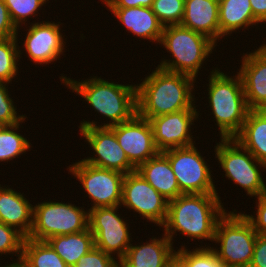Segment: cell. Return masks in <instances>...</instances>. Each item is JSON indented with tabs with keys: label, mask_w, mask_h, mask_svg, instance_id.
Segmentation results:
<instances>
[{
	"label": "cell",
	"mask_w": 266,
	"mask_h": 267,
	"mask_svg": "<svg viewBox=\"0 0 266 267\" xmlns=\"http://www.w3.org/2000/svg\"><path fill=\"white\" fill-rule=\"evenodd\" d=\"M60 81L65 87L86 100L102 117L108 119L107 123L96 121H81L79 129L86 127H110L130 120L137 113L136 84H118L98 76L77 81L61 75Z\"/></svg>",
	"instance_id": "cell-1"
},
{
	"label": "cell",
	"mask_w": 266,
	"mask_h": 267,
	"mask_svg": "<svg viewBox=\"0 0 266 267\" xmlns=\"http://www.w3.org/2000/svg\"><path fill=\"white\" fill-rule=\"evenodd\" d=\"M218 193L182 194L168 201L164 234L174 244V235L194 241H214L216 226L226 209ZM204 239V240H203Z\"/></svg>",
	"instance_id": "cell-2"
},
{
	"label": "cell",
	"mask_w": 266,
	"mask_h": 267,
	"mask_svg": "<svg viewBox=\"0 0 266 267\" xmlns=\"http://www.w3.org/2000/svg\"><path fill=\"white\" fill-rule=\"evenodd\" d=\"M136 84L137 114L150 119L185 109H196L194 90L197 79L156 67Z\"/></svg>",
	"instance_id": "cell-3"
},
{
	"label": "cell",
	"mask_w": 266,
	"mask_h": 267,
	"mask_svg": "<svg viewBox=\"0 0 266 267\" xmlns=\"http://www.w3.org/2000/svg\"><path fill=\"white\" fill-rule=\"evenodd\" d=\"M213 69L208 76V107L217 123L220 138H234L242 130L249 112L243 83L238 71L232 77L218 68Z\"/></svg>",
	"instance_id": "cell-4"
},
{
	"label": "cell",
	"mask_w": 266,
	"mask_h": 267,
	"mask_svg": "<svg viewBox=\"0 0 266 267\" xmlns=\"http://www.w3.org/2000/svg\"><path fill=\"white\" fill-rule=\"evenodd\" d=\"M159 44L169 52L172 60L163 58L157 67L185 74L194 79L200 75L198 73L203 63H206L205 60L213 53L215 46H218L205 35L181 24L163 27Z\"/></svg>",
	"instance_id": "cell-5"
},
{
	"label": "cell",
	"mask_w": 266,
	"mask_h": 267,
	"mask_svg": "<svg viewBox=\"0 0 266 267\" xmlns=\"http://www.w3.org/2000/svg\"><path fill=\"white\" fill-rule=\"evenodd\" d=\"M256 237L257 232L249 220L234 209L219 219L213 242L220 247L212 248L225 267H249Z\"/></svg>",
	"instance_id": "cell-6"
},
{
	"label": "cell",
	"mask_w": 266,
	"mask_h": 267,
	"mask_svg": "<svg viewBox=\"0 0 266 267\" xmlns=\"http://www.w3.org/2000/svg\"><path fill=\"white\" fill-rule=\"evenodd\" d=\"M214 149L219 168H222L228 180L244 189L249 197L257 198L266 194L262 175V172H266L264 163L259 162L235 138H220Z\"/></svg>",
	"instance_id": "cell-7"
},
{
	"label": "cell",
	"mask_w": 266,
	"mask_h": 267,
	"mask_svg": "<svg viewBox=\"0 0 266 267\" xmlns=\"http://www.w3.org/2000/svg\"><path fill=\"white\" fill-rule=\"evenodd\" d=\"M89 210L72 203L43 201L33 205V226L27 238L46 241L58 235L83 232L89 228Z\"/></svg>",
	"instance_id": "cell-8"
},
{
	"label": "cell",
	"mask_w": 266,
	"mask_h": 267,
	"mask_svg": "<svg viewBox=\"0 0 266 267\" xmlns=\"http://www.w3.org/2000/svg\"><path fill=\"white\" fill-rule=\"evenodd\" d=\"M195 146L169 149L162 153L169 159L183 194L218 193L211 174L213 171Z\"/></svg>",
	"instance_id": "cell-9"
},
{
	"label": "cell",
	"mask_w": 266,
	"mask_h": 267,
	"mask_svg": "<svg viewBox=\"0 0 266 267\" xmlns=\"http://www.w3.org/2000/svg\"><path fill=\"white\" fill-rule=\"evenodd\" d=\"M120 208L119 205L88 209L89 230L94 236V247L114 256L118 262L133 242L129 223L117 212Z\"/></svg>",
	"instance_id": "cell-10"
},
{
	"label": "cell",
	"mask_w": 266,
	"mask_h": 267,
	"mask_svg": "<svg viewBox=\"0 0 266 267\" xmlns=\"http://www.w3.org/2000/svg\"><path fill=\"white\" fill-rule=\"evenodd\" d=\"M67 170L76 180L78 179L84 192L93 202L89 209L121 204L125 174L90 165L82 159L70 164Z\"/></svg>",
	"instance_id": "cell-11"
},
{
	"label": "cell",
	"mask_w": 266,
	"mask_h": 267,
	"mask_svg": "<svg viewBox=\"0 0 266 267\" xmlns=\"http://www.w3.org/2000/svg\"><path fill=\"white\" fill-rule=\"evenodd\" d=\"M120 206L161 227L167 217L168 200L135 170L125 174Z\"/></svg>",
	"instance_id": "cell-12"
},
{
	"label": "cell",
	"mask_w": 266,
	"mask_h": 267,
	"mask_svg": "<svg viewBox=\"0 0 266 267\" xmlns=\"http://www.w3.org/2000/svg\"><path fill=\"white\" fill-rule=\"evenodd\" d=\"M26 27L25 40L21 45L25 50L19 48V59L22 58V51L28 55L30 62L36 65H46L61 60L60 57L66 52V42L61 33V22L41 21L29 22ZM61 55V56H60Z\"/></svg>",
	"instance_id": "cell-13"
},
{
	"label": "cell",
	"mask_w": 266,
	"mask_h": 267,
	"mask_svg": "<svg viewBox=\"0 0 266 267\" xmlns=\"http://www.w3.org/2000/svg\"><path fill=\"white\" fill-rule=\"evenodd\" d=\"M94 155L82 159L84 162L110 170L128 174L136 170L129 162L125 151L119 145L114 131L110 127H86L79 129ZM95 156V157H94Z\"/></svg>",
	"instance_id": "cell-14"
},
{
	"label": "cell",
	"mask_w": 266,
	"mask_h": 267,
	"mask_svg": "<svg viewBox=\"0 0 266 267\" xmlns=\"http://www.w3.org/2000/svg\"><path fill=\"white\" fill-rule=\"evenodd\" d=\"M197 110L185 109L149 119L153 129L154 143L159 152L195 144L191 129L195 124L194 121L200 119V112Z\"/></svg>",
	"instance_id": "cell-15"
},
{
	"label": "cell",
	"mask_w": 266,
	"mask_h": 267,
	"mask_svg": "<svg viewBox=\"0 0 266 267\" xmlns=\"http://www.w3.org/2000/svg\"><path fill=\"white\" fill-rule=\"evenodd\" d=\"M110 128L114 131L129 162L136 169L159 153L154 143L150 121L137 113L130 120L110 126Z\"/></svg>",
	"instance_id": "cell-16"
},
{
	"label": "cell",
	"mask_w": 266,
	"mask_h": 267,
	"mask_svg": "<svg viewBox=\"0 0 266 267\" xmlns=\"http://www.w3.org/2000/svg\"><path fill=\"white\" fill-rule=\"evenodd\" d=\"M252 51L243 52L238 73L249 110H258L266 101V44Z\"/></svg>",
	"instance_id": "cell-17"
},
{
	"label": "cell",
	"mask_w": 266,
	"mask_h": 267,
	"mask_svg": "<svg viewBox=\"0 0 266 267\" xmlns=\"http://www.w3.org/2000/svg\"><path fill=\"white\" fill-rule=\"evenodd\" d=\"M161 237L153 236L145 243H131L119 261V267H166L168 259L176 250L164 233Z\"/></svg>",
	"instance_id": "cell-18"
},
{
	"label": "cell",
	"mask_w": 266,
	"mask_h": 267,
	"mask_svg": "<svg viewBox=\"0 0 266 267\" xmlns=\"http://www.w3.org/2000/svg\"><path fill=\"white\" fill-rule=\"evenodd\" d=\"M182 26L211 39L220 40L219 3L214 0H185Z\"/></svg>",
	"instance_id": "cell-19"
},
{
	"label": "cell",
	"mask_w": 266,
	"mask_h": 267,
	"mask_svg": "<svg viewBox=\"0 0 266 267\" xmlns=\"http://www.w3.org/2000/svg\"><path fill=\"white\" fill-rule=\"evenodd\" d=\"M0 184V221L14 227L25 238L33 226V205L25 194ZM24 194V195H23Z\"/></svg>",
	"instance_id": "cell-20"
},
{
	"label": "cell",
	"mask_w": 266,
	"mask_h": 267,
	"mask_svg": "<svg viewBox=\"0 0 266 267\" xmlns=\"http://www.w3.org/2000/svg\"><path fill=\"white\" fill-rule=\"evenodd\" d=\"M108 10L122 26L124 25L126 32L128 30V33L140 39L155 42V44L160 43L164 26L159 22L152 8H108Z\"/></svg>",
	"instance_id": "cell-21"
},
{
	"label": "cell",
	"mask_w": 266,
	"mask_h": 267,
	"mask_svg": "<svg viewBox=\"0 0 266 267\" xmlns=\"http://www.w3.org/2000/svg\"><path fill=\"white\" fill-rule=\"evenodd\" d=\"M136 170L168 201L183 194L169 159L162 152L141 164Z\"/></svg>",
	"instance_id": "cell-22"
},
{
	"label": "cell",
	"mask_w": 266,
	"mask_h": 267,
	"mask_svg": "<svg viewBox=\"0 0 266 267\" xmlns=\"http://www.w3.org/2000/svg\"><path fill=\"white\" fill-rule=\"evenodd\" d=\"M261 24L253 15L250 0H224L219 3L220 38L232 36L239 29L258 27Z\"/></svg>",
	"instance_id": "cell-23"
},
{
	"label": "cell",
	"mask_w": 266,
	"mask_h": 267,
	"mask_svg": "<svg viewBox=\"0 0 266 267\" xmlns=\"http://www.w3.org/2000/svg\"><path fill=\"white\" fill-rule=\"evenodd\" d=\"M234 138L266 165V118L258 110H249L242 130Z\"/></svg>",
	"instance_id": "cell-24"
},
{
	"label": "cell",
	"mask_w": 266,
	"mask_h": 267,
	"mask_svg": "<svg viewBox=\"0 0 266 267\" xmlns=\"http://www.w3.org/2000/svg\"><path fill=\"white\" fill-rule=\"evenodd\" d=\"M46 242L68 267H73L83 255L94 247V236L88 228L83 232L54 236Z\"/></svg>",
	"instance_id": "cell-25"
},
{
	"label": "cell",
	"mask_w": 266,
	"mask_h": 267,
	"mask_svg": "<svg viewBox=\"0 0 266 267\" xmlns=\"http://www.w3.org/2000/svg\"><path fill=\"white\" fill-rule=\"evenodd\" d=\"M25 267H68L46 241L24 238L20 261Z\"/></svg>",
	"instance_id": "cell-26"
},
{
	"label": "cell",
	"mask_w": 266,
	"mask_h": 267,
	"mask_svg": "<svg viewBox=\"0 0 266 267\" xmlns=\"http://www.w3.org/2000/svg\"><path fill=\"white\" fill-rule=\"evenodd\" d=\"M26 118L17 124L6 125L0 132V162L8 163L32 149L29 140L18 133Z\"/></svg>",
	"instance_id": "cell-27"
},
{
	"label": "cell",
	"mask_w": 266,
	"mask_h": 267,
	"mask_svg": "<svg viewBox=\"0 0 266 267\" xmlns=\"http://www.w3.org/2000/svg\"><path fill=\"white\" fill-rule=\"evenodd\" d=\"M18 36L0 40V81L11 84L20 67Z\"/></svg>",
	"instance_id": "cell-28"
},
{
	"label": "cell",
	"mask_w": 266,
	"mask_h": 267,
	"mask_svg": "<svg viewBox=\"0 0 266 267\" xmlns=\"http://www.w3.org/2000/svg\"><path fill=\"white\" fill-rule=\"evenodd\" d=\"M5 5L8 8L11 20L17 28V35L20 30V27L24 28L22 25L27 26V21L29 17H38L37 14L43 6H46L48 0H3Z\"/></svg>",
	"instance_id": "cell-29"
},
{
	"label": "cell",
	"mask_w": 266,
	"mask_h": 267,
	"mask_svg": "<svg viewBox=\"0 0 266 267\" xmlns=\"http://www.w3.org/2000/svg\"><path fill=\"white\" fill-rule=\"evenodd\" d=\"M207 246V247H206ZM177 253L188 263L189 267H225L212 247L205 244L199 248L187 249L185 246L176 249Z\"/></svg>",
	"instance_id": "cell-30"
},
{
	"label": "cell",
	"mask_w": 266,
	"mask_h": 267,
	"mask_svg": "<svg viewBox=\"0 0 266 267\" xmlns=\"http://www.w3.org/2000/svg\"><path fill=\"white\" fill-rule=\"evenodd\" d=\"M185 0H154L152 11L165 27L180 24L184 15Z\"/></svg>",
	"instance_id": "cell-31"
},
{
	"label": "cell",
	"mask_w": 266,
	"mask_h": 267,
	"mask_svg": "<svg viewBox=\"0 0 266 267\" xmlns=\"http://www.w3.org/2000/svg\"><path fill=\"white\" fill-rule=\"evenodd\" d=\"M24 236L14 227L8 226L0 221V257L2 255H16L17 260L12 263H18L22 257V245Z\"/></svg>",
	"instance_id": "cell-32"
},
{
	"label": "cell",
	"mask_w": 266,
	"mask_h": 267,
	"mask_svg": "<svg viewBox=\"0 0 266 267\" xmlns=\"http://www.w3.org/2000/svg\"><path fill=\"white\" fill-rule=\"evenodd\" d=\"M9 83L0 81V121L5 125H14L21 122L26 115H19L14 100L8 91Z\"/></svg>",
	"instance_id": "cell-33"
},
{
	"label": "cell",
	"mask_w": 266,
	"mask_h": 267,
	"mask_svg": "<svg viewBox=\"0 0 266 267\" xmlns=\"http://www.w3.org/2000/svg\"><path fill=\"white\" fill-rule=\"evenodd\" d=\"M73 267H119V262L113 256L93 247Z\"/></svg>",
	"instance_id": "cell-34"
},
{
	"label": "cell",
	"mask_w": 266,
	"mask_h": 267,
	"mask_svg": "<svg viewBox=\"0 0 266 267\" xmlns=\"http://www.w3.org/2000/svg\"><path fill=\"white\" fill-rule=\"evenodd\" d=\"M257 199L255 202L256 203L255 207L257 210H255L256 212H254L256 214L247 215L245 212L242 213L252 224L253 229L257 232V234L266 235V194L257 197Z\"/></svg>",
	"instance_id": "cell-35"
},
{
	"label": "cell",
	"mask_w": 266,
	"mask_h": 267,
	"mask_svg": "<svg viewBox=\"0 0 266 267\" xmlns=\"http://www.w3.org/2000/svg\"><path fill=\"white\" fill-rule=\"evenodd\" d=\"M17 36V28L13 24L8 8L0 0V40Z\"/></svg>",
	"instance_id": "cell-36"
},
{
	"label": "cell",
	"mask_w": 266,
	"mask_h": 267,
	"mask_svg": "<svg viewBox=\"0 0 266 267\" xmlns=\"http://www.w3.org/2000/svg\"><path fill=\"white\" fill-rule=\"evenodd\" d=\"M249 267H266V235L257 234Z\"/></svg>",
	"instance_id": "cell-37"
},
{
	"label": "cell",
	"mask_w": 266,
	"mask_h": 267,
	"mask_svg": "<svg viewBox=\"0 0 266 267\" xmlns=\"http://www.w3.org/2000/svg\"><path fill=\"white\" fill-rule=\"evenodd\" d=\"M107 8H151L154 0H101Z\"/></svg>",
	"instance_id": "cell-38"
},
{
	"label": "cell",
	"mask_w": 266,
	"mask_h": 267,
	"mask_svg": "<svg viewBox=\"0 0 266 267\" xmlns=\"http://www.w3.org/2000/svg\"><path fill=\"white\" fill-rule=\"evenodd\" d=\"M254 17L260 22H266V0H250Z\"/></svg>",
	"instance_id": "cell-39"
},
{
	"label": "cell",
	"mask_w": 266,
	"mask_h": 267,
	"mask_svg": "<svg viewBox=\"0 0 266 267\" xmlns=\"http://www.w3.org/2000/svg\"><path fill=\"white\" fill-rule=\"evenodd\" d=\"M166 267H189L188 263L175 251L168 259Z\"/></svg>",
	"instance_id": "cell-40"
},
{
	"label": "cell",
	"mask_w": 266,
	"mask_h": 267,
	"mask_svg": "<svg viewBox=\"0 0 266 267\" xmlns=\"http://www.w3.org/2000/svg\"><path fill=\"white\" fill-rule=\"evenodd\" d=\"M0 267H25L21 262L18 263H9V264H5L4 266H0Z\"/></svg>",
	"instance_id": "cell-41"
},
{
	"label": "cell",
	"mask_w": 266,
	"mask_h": 267,
	"mask_svg": "<svg viewBox=\"0 0 266 267\" xmlns=\"http://www.w3.org/2000/svg\"><path fill=\"white\" fill-rule=\"evenodd\" d=\"M258 110H266V101Z\"/></svg>",
	"instance_id": "cell-42"
},
{
	"label": "cell",
	"mask_w": 266,
	"mask_h": 267,
	"mask_svg": "<svg viewBox=\"0 0 266 267\" xmlns=\"http://www.w3.org/2000/svg\"><path fill=\"white\" fill-rule=\"evenodd\" d=\"M6 125L0 121V132L3 130V128L5 127Z\"/></svg>",
	"instance_id": "cell-43"
},
{
	"label": "cell",
	"mask_w": 266,
	"mask_h": 267,
	"mask_svg": "<svg viewBox=\"0 0 266 267\" xmlns=\"http://www.w3.org/2000/svg\"><path fill=\"white\" fill-rule=\"evenodd\" d=\"M266 118V110H258Z\"/></svg>",
	"instance_id": "cell-44"
},
{
	"label": "cell",
	"mask_w": 266,
	"mask_h": 267,
	"mask_svg": "<svg viewBox=\"0 0 266 267\" xmlns=\"http://www.w3.org/2000/svg\"><path fill=\"white\" fill-rule=\"evenodd\" d=\"M214 1H216L217 3H221L224 0H214Z\"/></svg>",
	"instance_id": "cell-45"
}]
</instances>
